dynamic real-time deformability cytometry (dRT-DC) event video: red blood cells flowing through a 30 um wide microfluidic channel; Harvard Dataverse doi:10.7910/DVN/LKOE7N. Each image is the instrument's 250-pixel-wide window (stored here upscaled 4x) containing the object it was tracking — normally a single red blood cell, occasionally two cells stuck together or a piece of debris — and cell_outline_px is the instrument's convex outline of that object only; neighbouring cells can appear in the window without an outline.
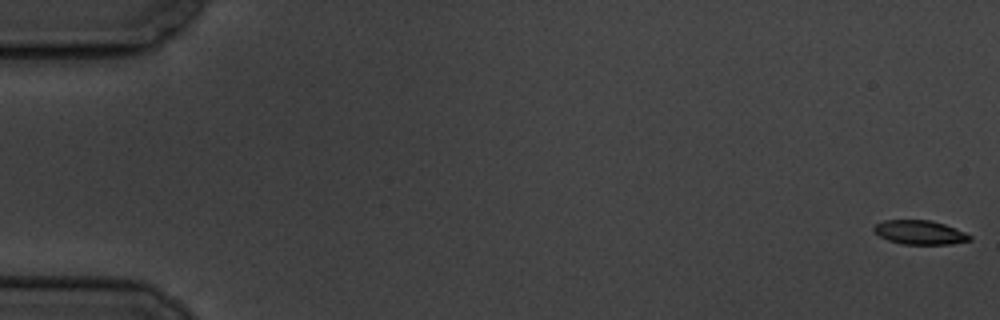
{"species": "common noctule bat (a hibernating species)", "species_latin": "Nyctalus noctula", "temperature_condition": "cold", "stored_images_in_passage": 12, "camera_frame_rate_fps": 3000, "um_per_image_px": 0.085, "animal": {"sex": "male", "body_mass_g": 19.5, "forearm_length_mm": 54.6}, "frame": {"image": 1, "passage_image": 1, "time_ms": 0.0, "image_size_px": [1000, 320], "cell_outline_px": [[972, 240], [952, 244], [904, 244], [888, 240], [872, 232], [872, 228], [876, 224], [884, 220], [932, 220], [956, 228], [972, 236]], "centroid_in_image_um": [78.18, 19.75], "position_along_channel_um": 6.8, "area_um2": 13.53}}